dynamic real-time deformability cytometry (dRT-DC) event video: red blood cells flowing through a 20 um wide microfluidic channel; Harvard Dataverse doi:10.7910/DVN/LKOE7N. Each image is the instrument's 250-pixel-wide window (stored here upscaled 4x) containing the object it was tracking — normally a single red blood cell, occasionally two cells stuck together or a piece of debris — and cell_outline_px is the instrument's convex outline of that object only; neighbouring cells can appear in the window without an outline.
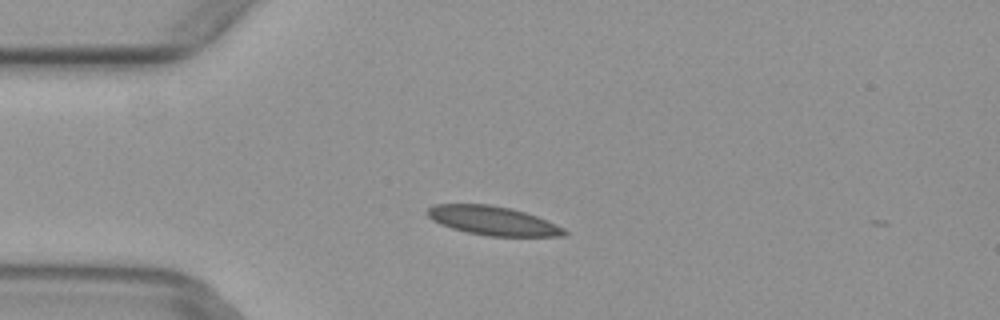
{"species": "common noctule bat (a hibernating species)", "species_latin": "Nyctalus noctula", "temperature_condition": "warm", "stored_images_in_passage": 4, "camera_frame_rate_fps": 3000, "um_per_image_px": 0.085, "animal": {"sex": "female", "body_mass_g": 29.2, "forearm_length_mm": 56.3}, "frame": {"image": 1, "passage_image": 3, "time_ms": 0.667, "image_size_px": [1000, 320], "cell_outline_px": [[568, 236], [488, 236], [468, 232], [452, 228], [440, 224], [432, 220], [424, 212], [432, 204], [492, 204], [512, 208], [536, 216], [564, 228], [568, 232]], "centroid_in_image_um": [41.87, 18.75], "position_along_channel_um": 43.1, "area_um2": 23.18}}